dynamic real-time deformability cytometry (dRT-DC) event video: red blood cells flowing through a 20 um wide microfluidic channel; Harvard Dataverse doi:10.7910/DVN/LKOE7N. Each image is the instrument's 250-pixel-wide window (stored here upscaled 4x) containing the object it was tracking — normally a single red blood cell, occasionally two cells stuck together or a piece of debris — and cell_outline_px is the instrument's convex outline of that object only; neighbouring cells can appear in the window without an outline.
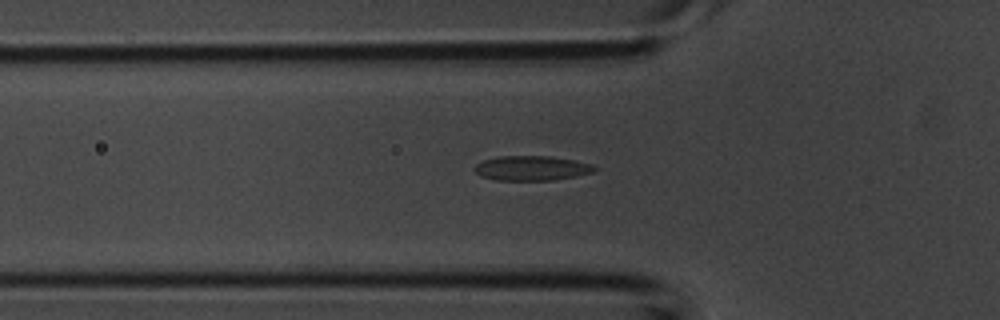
{"species": "common noctule bat (a hibernating species)", "species_latin": "Nyctalus noctula", "temperature_condition": "room temperature", "stored_images_in_passage": 32, "camera_frame_rate_fps": 3000, "um_per_image_px": 0.085, "animal": {"sex": "male", "body_mass_g": 20.1, "forearm_length_mm": 53.5}, "frame": {"image": 1, "passage_image": 4, "time_ms": 1.0, "image_size_px": [1000, 320], "cell_outline_px": [[596, 172], [576, 176], [552, 180], [496, 180], [480, 176], [472, 168], [476, 164], [484, 160], [500, 156], [552, 156], [592, 164], [596, 168]], "centroid_in_image_um": [45.18, 14.29], "position_along_channel_um": 80.6, "area_um2": 17.28}}
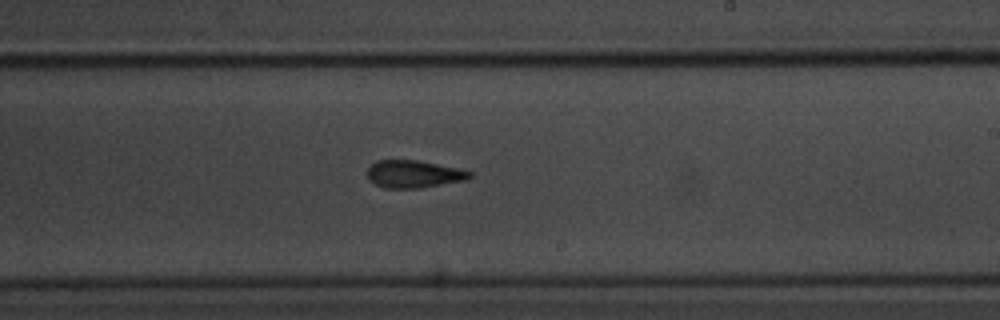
{"frame": {"image": 2, "passage_image": 15, "time_ms": 4.667, "image_size_px": [1000, 320], "cell_outline_px": [[472, 176], [468, 180], [420, 188], [384, 188], [368, 180], [368, 168], [376, 160], [416, 160], [460, 168], [472, 172]], "centroid_in_image_um": [35.19, 14.8], "position_along_channel_um": 253.8, "area_um2": 16.53}}
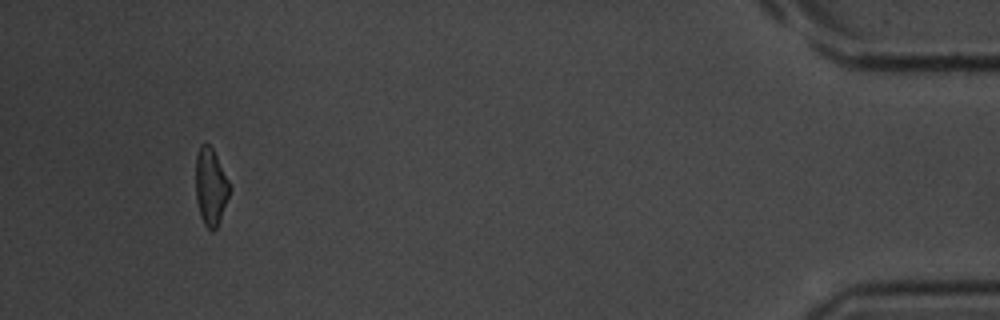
{"frame": {"image": 3, "passage_image": 30, "time_ms": 9.667, "image_size_px": [1000, 320], "cell_outline_px": [[232, 188], [220, 220], [216, 228], [212, 232], [204, 224], [200, 216], [196, 200], [196, 156], [200, 144], [208, 144], [212, 148], [232, 184]], "centroid_in_image_um": [17.93, 15.88], "position_along_channel_um": 417.3, "area_um2": 15.49}}